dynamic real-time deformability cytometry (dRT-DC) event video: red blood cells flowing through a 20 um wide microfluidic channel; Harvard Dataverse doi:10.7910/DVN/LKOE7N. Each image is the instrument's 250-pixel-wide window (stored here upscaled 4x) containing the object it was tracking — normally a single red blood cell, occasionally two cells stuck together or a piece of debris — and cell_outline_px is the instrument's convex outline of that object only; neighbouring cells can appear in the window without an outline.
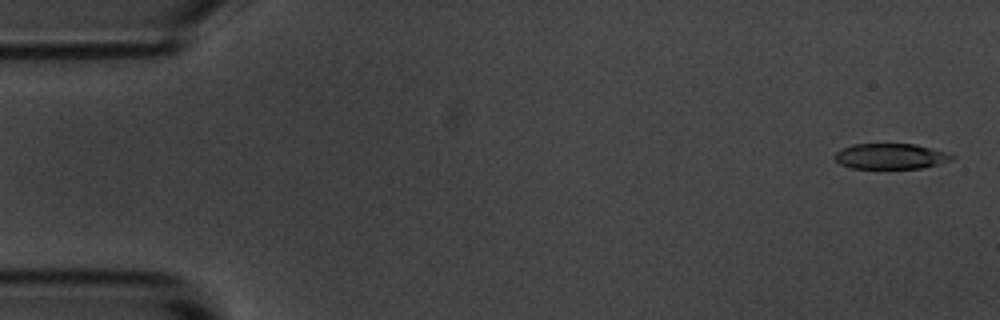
{"species": "common noctule bat (a hibernating species)", "species_latin": "Nyctalus noctula", "temperature_condition": "room temperature", "stored_images_in_passage": 55, "camera_frame_rate_fps": 3000, "um_per_image_px": 0.085, "animal": {"sex": "male", "body_mass_g": 20.1, "forearm_length_mm": 53.5}, "frame": {"image": 1, "passage_image": 2, "time_ms": 0.333, "image_size_px": [1000, 320], "cell_outline_px": [[956, 156], [952, 160], [920, 168], [852, 168], [840, 164], [832, 156], [836, 152], [852, 144], [916, 144], [944, 152]], "centroid_in_image_um": [75.67, 13.28], "position_along_channel_um": 9.3, "area_um2": 17.22}}
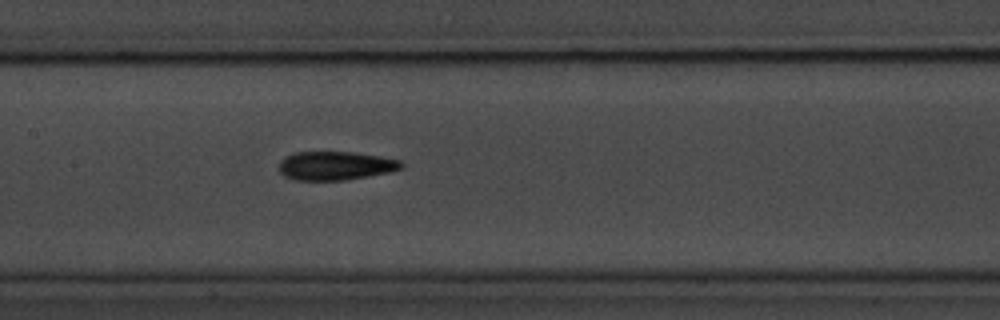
{"frame": {"image": 2, "passage_image": 26, "time_ms": 8.333, "image_size_px": [1000, 320], "cell_outline_px": [[404, 164], [400, 168], [388, 172], [368, 176], [344, 180], [292, 180], [284, 176], [280, 172], [280, 160], [284, 156], [296, 152], [352, 152], [380, 156], [400, 160]], "centroid_in_image_um": [28.47, 14.08], "position_along_channel_um": 178.9, "area_um2": 20.4}}
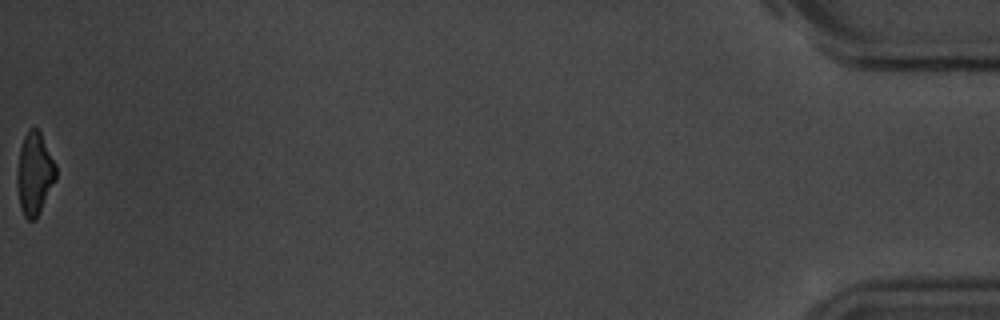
{"frame": {"image": 3, "passage_image": 55, "time_ms": 18.0, "image_size_px": [1000, 320], "cell_outline_px": [[56, 180], [36, 220], [28, 220], [24, 216], [20, 208], [16, 180], [16, 176], [20, 148], [24, 136], [28, 128], [36, 128], [40, 132], [56, 164]], "centroid_in_image_um": [2.93, 14.78], "position_along_channel_um": 432.3, "area_um2": 18.79}, "authors_computed_cell_mechanics": {"area_um2": 19.7098, "velocity_mm_per_s": 3.6665, "shape_relaxation_time_tau1_ms": 4.4229, "shape_relaxation_time_tau2_ms": 3.4523, "deformation_change_tau1": 0.1629, "deformation_change_tau2": 0.1275}}